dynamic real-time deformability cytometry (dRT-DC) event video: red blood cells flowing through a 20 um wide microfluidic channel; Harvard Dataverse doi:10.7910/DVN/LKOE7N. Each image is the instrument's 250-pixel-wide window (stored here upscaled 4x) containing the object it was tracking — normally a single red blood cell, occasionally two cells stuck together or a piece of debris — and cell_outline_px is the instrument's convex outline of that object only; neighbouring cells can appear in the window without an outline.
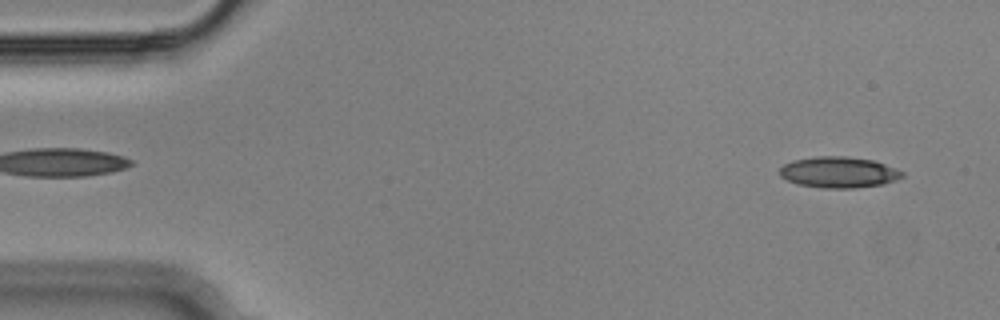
{"species": "Egyptian fruit bat (a non-hibernating species)", "species_latin": "Rousettus aegyptiacus", "temperature_condition": "cold", "stored_images_in_passage": 54, "camera_frame_rate_fps": 3000, "um_per_image_px": 0.085, "animal": {"sex": "male"}, "frame": {"image": 1, "passage_image": 3, "time_ms": 0.667, "image_size_px": [1000, 320], "cell_outline_px": [[904, 176], [896, 180], [880, 184], [852, 188], [824, 188], [800, 184], [788, 180], [780, 176], [780, 168], [784, 164], [792, 160], [816, 156], [848, 156], [872, 160], [896, 168], [904, 172]], "centroid_in_image_um": [71.29, 14.63], "position_along_channel_um": 13.7, "area_um2": 22.02}}
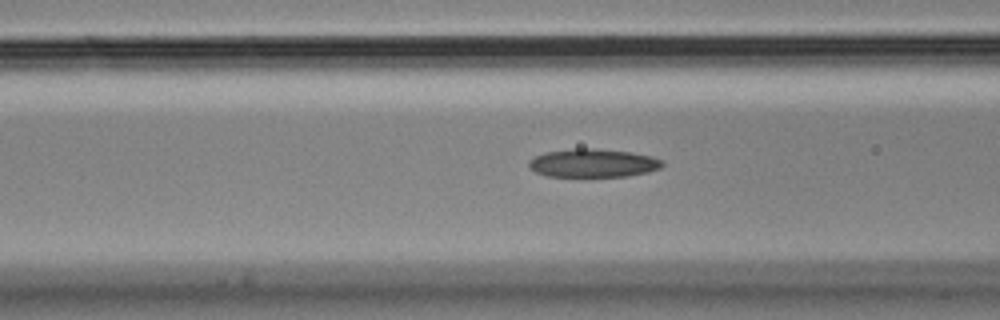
{"frame": {"image": 2, "passage_image": 20, "time_ms": 6.333, "image_size_px": [1000, 320], "cell_outline_px": [[664, 164], [660, 168], [648, 172], [628, 176], [548, 176], [536, 172], [528, 164], [536, 156], [544, 152], [576, 148], [596, 148], [632, 152], [652, 156], [664, 160]], "centroid_in_image_um": [50.48, 13.85], "position_along_channel_um": 116.1, "area_um2": 22.02}}
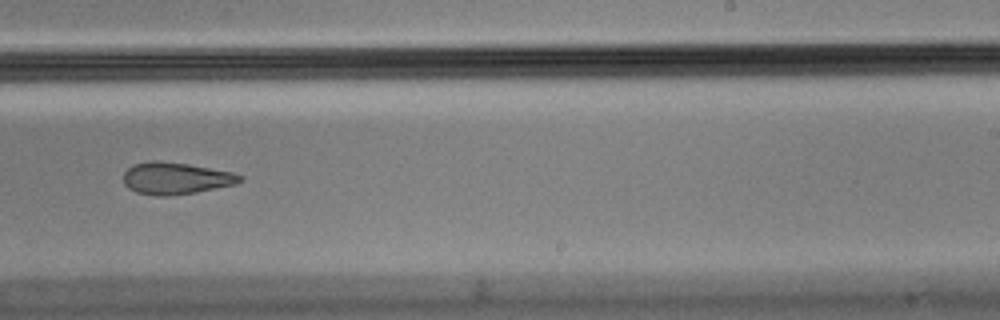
{"frame": {"image": 3, "passage_image": 33, "time_ms": 10.667, "image_size_px": [1000, 320], "cell_outline_px": [[244, 180], [236, 184], [196, 192], [168, 196], [156, 196], [136, 192], [128, 188], [124, 184], [124, 172], [132, 164], [152, 160], [156, 160], [188, 164], [232, 172], [244, 176]], "centroid_in_image_um": [14.94, 15.15], "position_along_channel_um": 274.1, "area_um2": 21.79}, "authors_computed_cell_mechanics": {"area_um2": 22.3397, "velocity_mm_per_s": 3.6414, "shape_relaxation_time_tau1_ms": null, "shape_relaxation_time_tau2_ms": 6.495, "deformation_change_tau1": null, "deformation_change_tau2": 0.168}}